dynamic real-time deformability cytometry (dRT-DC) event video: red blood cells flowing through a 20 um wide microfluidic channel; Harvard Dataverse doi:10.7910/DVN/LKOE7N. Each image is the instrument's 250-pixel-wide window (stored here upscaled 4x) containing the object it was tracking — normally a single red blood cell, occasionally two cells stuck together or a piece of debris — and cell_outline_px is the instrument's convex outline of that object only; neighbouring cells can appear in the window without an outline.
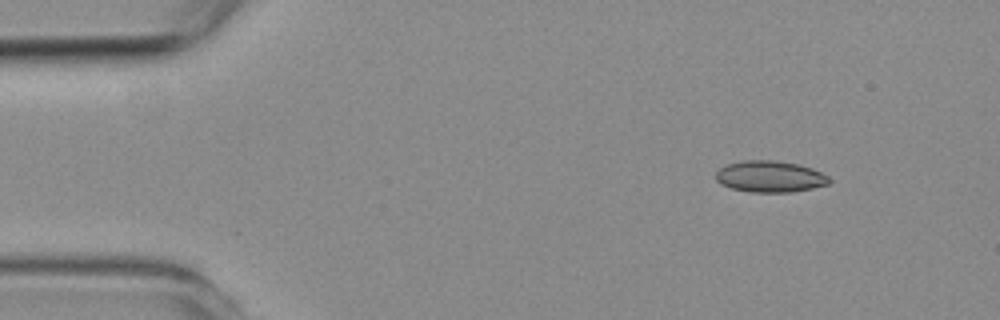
{"species": "common noctule bat (a hibernating species)", "species_latin": "Nyctalus noctula", "temperature_condition": "room temperature", "stored_images_in_passage": 4, "camera_frame_rate_fps": 3000, "um_per_image_px": 0.085, "animal": {"sex": "female", "body_mass_g": 19.3, "forearm_length_mm": 54.1}, "frame": {"image": 1, "passage_image": 2, "time_ms": 1.333, "image_size_px": [1000, 320], "cell_outline_px": [[832, 180], [828, 184], [812, 188], [792, 192], [752, 192], [732, 188], [720, 184], [716, 180], [716, 172], [720, 168], [728, 164], [744, 160], [772, 160], [800, 164], [812, 168], [828, 176]], "centroid_in_image_um": [65.46, 15.0], "position_along_channel_um": 19.5, "area_um2": 20.75}}
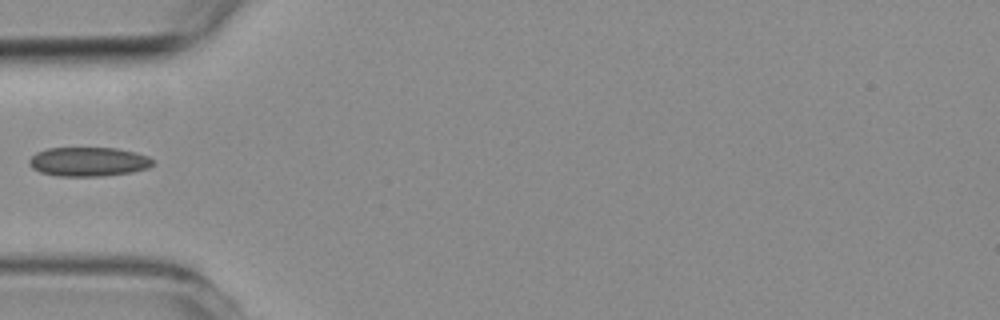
{"frame": {"image": 2, "passage_image": 4, "time_ms": 5.0, "image_size_px": [1000, 320], "cell_outline_px": [[152, 164], [148, 168], [132, 172], [100, 176], [60, 176], [40, 172], [32, 168], [28, 164], [28, 160], [36, 152], [48, 148], [116, 148], [136, 152], [148, 156], [152, 160]], "centroid_in_image_um": [7.49, 13.74], "position_along_channel_um": 77.5, "area_um2": 20.98}}